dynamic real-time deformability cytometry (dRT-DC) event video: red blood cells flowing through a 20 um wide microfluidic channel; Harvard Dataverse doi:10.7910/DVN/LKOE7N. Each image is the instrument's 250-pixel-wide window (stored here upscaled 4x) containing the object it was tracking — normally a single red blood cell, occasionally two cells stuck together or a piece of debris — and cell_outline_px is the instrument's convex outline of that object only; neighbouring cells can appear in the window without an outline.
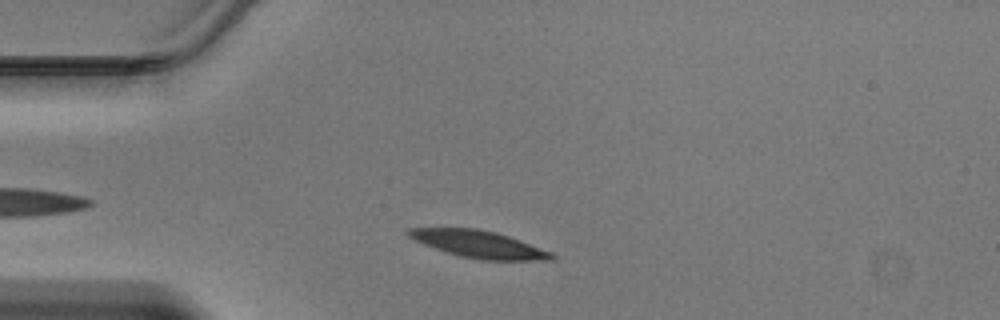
{"species": "Egyptian fruit bat (a non-hibernating species)", "species_latin": "Rousettus aegyptiacus", "temperature_condition": "warm", "stored_images_in_passage": 32, "camera_frame_rate_fps": 3000, "um_per_image_px": 0.085, "animal": {"sex": "male"}, "frame": {"image": 1, "passage_image": 5, "time_ms": 1.333, "image_size_px": [1000, 320], "cell_outline_px": [[556, 256], [552, 260], [480, 260], [460, 256], [424, 244], [408, 236], [408, 228], [476, 228], [496, 232], [520, 240], [552, 252]], "centroid_in_image_um": [40.74, 20.76], "position_along_channel_um": 44.3, "area_um2": 22.37}}
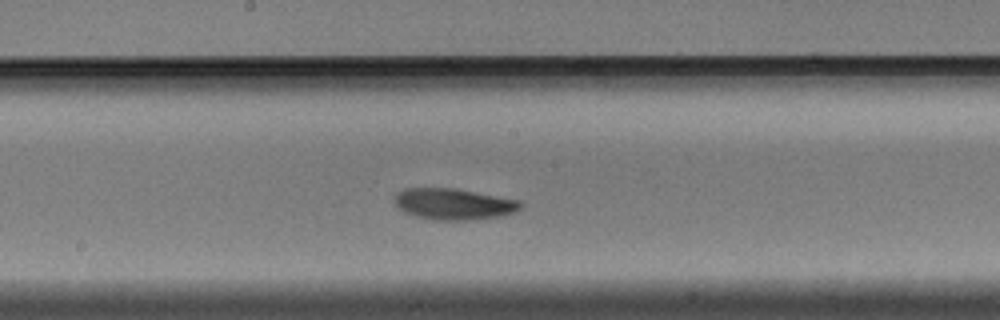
{"frame": {"image": 2, "passage_image": 18, "time_ms": 5.667, "image_size_px": [1000, 320], "cell_outline_px": [[524, 204], [516, 212], [500, 216], [468, 220], [436, 220], [416, 216], [404, 212], [396, 208], [396, 192], [404, 188], [456, 188], [520, 200]], "centroid_in_image_um": [38.57, 17.34], "position_along_channel_um": 209.6, "area_um2": 23.06}}
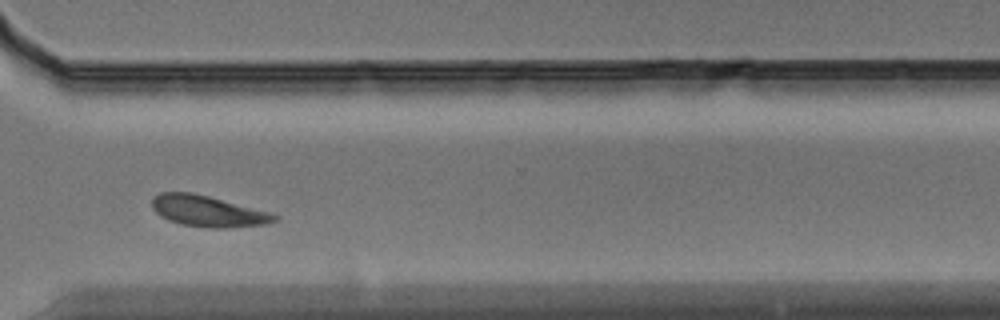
{"frame": {"image": 3, "passage_image": 28, "time_ms": 9.0, "image_size_px": [1000, 320], "cell_outline_px": [[280, 220], [268, 224], [224, 228], [208, 228], [180, 224], [168, 220], [160, 216], [152, 208], [152, 200], [160, 192], [192, 192], [208, 196], [268, 212], [280, 216]], "centroid_in_image_um": [17.68, 17.96], "position_along_channel_um": 352.9, "area_um2": 22.14}}